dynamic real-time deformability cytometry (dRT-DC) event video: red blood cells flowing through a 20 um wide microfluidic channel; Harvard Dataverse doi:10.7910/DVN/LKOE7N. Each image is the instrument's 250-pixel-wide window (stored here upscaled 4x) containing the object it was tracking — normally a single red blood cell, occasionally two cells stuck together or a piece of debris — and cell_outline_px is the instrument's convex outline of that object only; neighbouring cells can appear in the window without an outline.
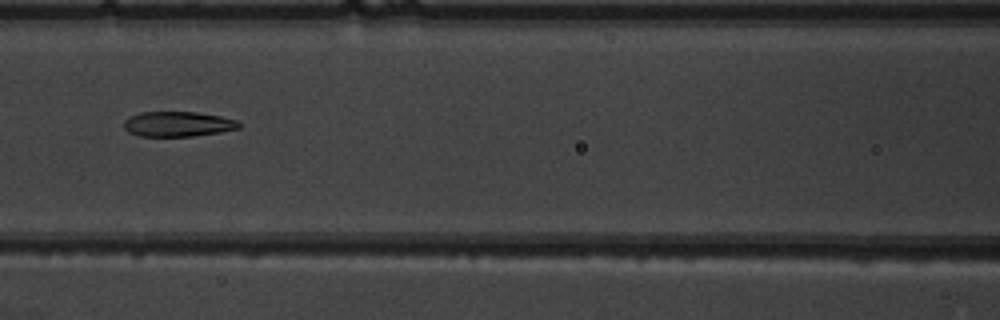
{"species": "common noctule bat (a hibernating species)", "species_latin": "Nyctalus noctula", "temperature_condition": "warm", "stored_images_in_passage": 7, "camera_frame_rate_fps": 3000, "um_per_image_px": 0.085, "animal": {"sex": "male", "body_mass_g": 19.5, "forearm_length_mm": 54.6}, "frame": {"image": 1, "passage_image": 7, "time_ms": 7.0, "image_size_px": [1000, 320], "cell_outline_px": [[240, 128], [220, 132], [192, 136], [140, 136], [128, 132], [124, 128], [124, 120], [128, 116], [140, 112], [196, 112], [220, 116], [236, 120], [240, 124]], "centroid_in_image_um": [15.08, 10.54], "position_along_channel_um": 151.5, "area_um2": 16.82}}